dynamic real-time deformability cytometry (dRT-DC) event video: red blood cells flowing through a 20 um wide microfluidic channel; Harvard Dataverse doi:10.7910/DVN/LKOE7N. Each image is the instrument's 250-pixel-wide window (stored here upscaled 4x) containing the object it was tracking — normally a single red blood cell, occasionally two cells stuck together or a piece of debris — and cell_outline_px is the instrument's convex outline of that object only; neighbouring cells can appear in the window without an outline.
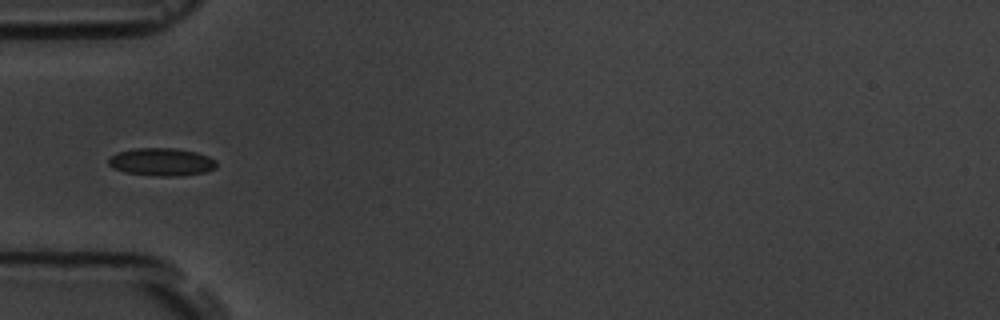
{"species": "common noctule bat (a hibernating species)", "species_latin": "Nyctalus noctula", "temperature_condition": "room temperature", "stored_images_in_passage": 37, "camera_frame_rate_fps": 3000, "um_per_image_px": 0.085, "animal": {"sex": "male", "body_mass_g": 19.5, "forearm_length_mm": 54.6}, "frame": {"image": 1, "passage_image": 1, "time_ms": 0.0, "image_size_px": [1000, 320], "cell_outline_px": [[216, 168], [204, 172], [176, 176], [156, 176], [124, 172], [112, 168], [108, 164], [108, 160], [116, 152], [136, 148], [176, 148], [196, 152], [208, 156], [216, 160]], "centroid_in_image_um": [13.72, 13.76], "position_along_channel_um": 71.3, "area_um2": 17.51}}
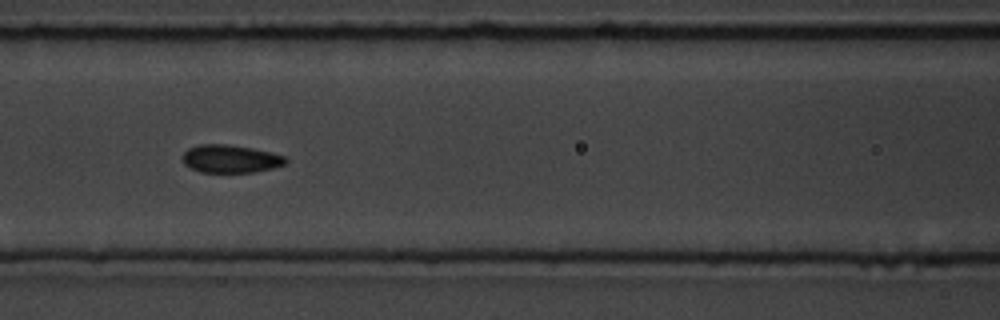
{"frame": {"image": 2, "passage_image": 7, "time_ms": 2.0, "image_size_px": [1000, 320], "cell_outline_px": [[288, 160], [284, 164], [272, 168], [256, 172], [200, 172], [184, 164], [184, 152], [188, 148], [200, 144], [228, 144], [252, 148], [284, 156]], "centroid_in_image_um": [19.58, 13.5], "position_along_channel_um": 147.0, "area_um2": 16.59}}
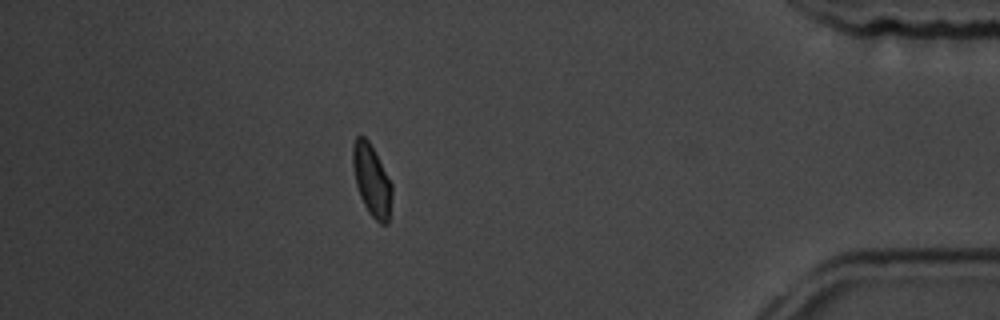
{"frame": {"image": 3, "passage_image": 31, "time_ms": 10.0, "image_size_px": [1000, 320], "cell_outline_px": [[392, 196], [388, 224], [380, 224], [368, 212], [360, 196], [356, 184], [352, 164], [352, 148], [356, 136], [364, 136], [368, 140], [392, 184]], "centroid_in_image_um": [31.59, 15.34], "position_along_channel_um": 403.6, "area_um2": 16.18}, "authors_computed_cell_mechanics": {"area_um2": 16.473, "velocity_mm_per_s": 3.7729, "shape_relaxation_time_tau1_ms": 6.2668, "shape_relaxation_time_tau2_ms": 0.4695, "deformation_change_tau1": 0.2046, "deformation_change_tau2": 0.0462}}